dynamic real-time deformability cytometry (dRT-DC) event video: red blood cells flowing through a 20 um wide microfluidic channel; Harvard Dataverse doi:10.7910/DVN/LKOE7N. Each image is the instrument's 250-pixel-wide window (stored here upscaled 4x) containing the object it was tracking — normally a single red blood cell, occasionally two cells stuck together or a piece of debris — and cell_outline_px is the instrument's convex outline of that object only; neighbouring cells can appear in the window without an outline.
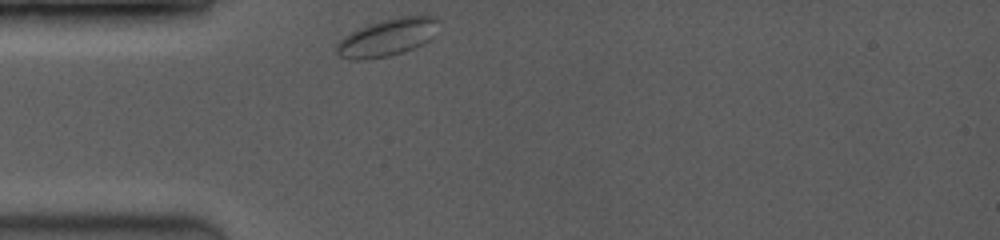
{"species": "common noctule bat (a hibernating species)", "species_latin": "Nyctalus noctula", "temperature_condition": "room temperature", "stored_images_in_passage": 37, "camera_frame_rate_fps": 3500, "um_per_image_px": 0.085, "animal": {"sex": "female", "body_mass_g": 19.0, "forearm_length_mm": 53.3}, "frame": {"image": 1, "passage_image": 1, "time_ms": 0.0, "image_size_px": [1000, 240], "cell_outline_px": [[440, 20], [432, 36], [428, 40], [412, 48], [388, 56], [364, 60], [352, 60], [340, 56], [336, 52], [336, 44], [344, 36], [368, 24], [396, 16], [436, 16]], "centroid_in_image_um": [32.89, 3.17], "position_along_channel_um": 52.1, "area_um2": 21.96}}
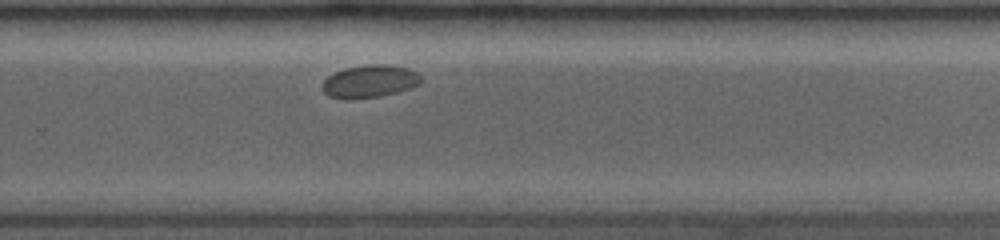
{"frame": {"image": 2, "passage_image": 26, "time_ms": 7.143, "image_size_px": [1000, 240], "cell_outline_px": [[424, 80], [420, 84], [396, 92], [380, 96], [352, 100], [344, 100], [328, 96], [320, 88], [320, 84], [328, 76], [344, 68], [372, 64], [384, 64], [408, 68], [416, 72]], "centroid_in_image_um": [31.38, 6.93], "position_along_channel_um": 298.4, "area_um2": 19.02}}
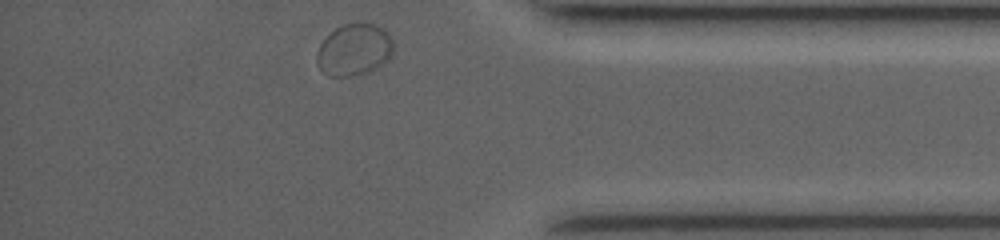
{"frame": {"image": 3, "passage_image": 37, "time_ms": 10.286, "image_size_px": [1000, 240], "cell_outline_px": [[396, 44], [392, 56], [384, 64], [368, 72], [348, 76], [328, 76], [316, 64], [316, 52], [320, 44], [336, 28], [344, 24], [364, 20], [384, 28], [392, 36]], "centroid_in_image_um": [30.17, 4.19], "position_along_channel_um": 405.0, "area_um2": 23.81}}